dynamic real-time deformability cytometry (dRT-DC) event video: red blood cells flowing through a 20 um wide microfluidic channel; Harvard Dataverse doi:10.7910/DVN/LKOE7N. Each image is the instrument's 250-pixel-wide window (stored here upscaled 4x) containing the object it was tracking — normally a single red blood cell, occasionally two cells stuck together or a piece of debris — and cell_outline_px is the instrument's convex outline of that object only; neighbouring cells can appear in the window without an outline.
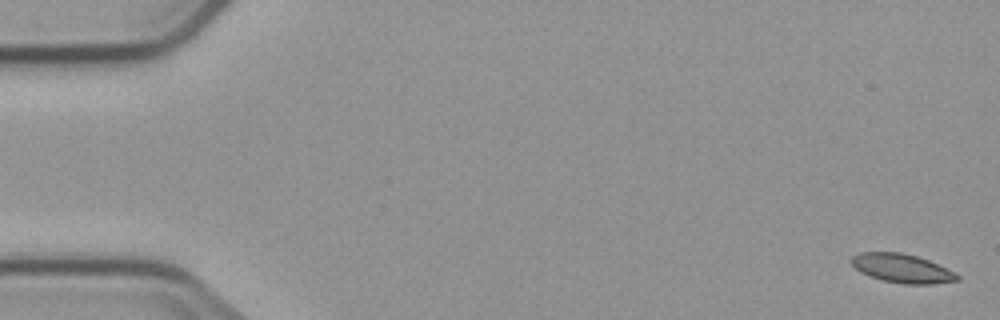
{"species": "common noctule bat (a hibernating species)", "species_latin": "Nyctalus noctula", "temperature_condition": "cold", "stored_images_in_passage": 7, "camera_frame_rate_fps": 3000, "um_per_image_px": 0.085, "animal": {"sex": "male", "body_mass_g": 23.1, "forearm_length_mm": 52.7}, "frame": {"image": 1, "passage_image": 1, "time_ms": 0.0, "image_size_px": [1000, 320], "cell_outline_px": [[960, 280], [932, 284], [904, 284], [884, 280], [860, 272], [848, 260], [852, 256], [860, 252], [900, 252], [916, 256], [928, 260], [960, 276]], "centroid_in_image_um": [76.63, 22.8], "position_along_channel_um": 8.4, "area_um2": 17.51}}
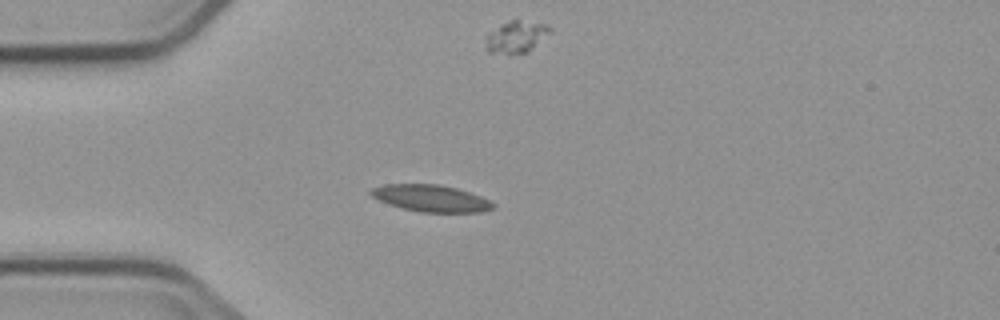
{"frame": {"image": 2, "passage_image": 5, "time_ms": 4.667, "image_size_px": [1000, 320], "cell_outline_px": [[496, 204], [492, 208], [480, 212], [420, 212], [388, 204], [372, 196], [368, 192], [372, 188], [384, 184], [440, 184], [456, 188], [480, 196]], "centroid_in_image_um": [36.61, 16.84], "position_along_channel_um": 48.4, "area_um2": 18.9}}
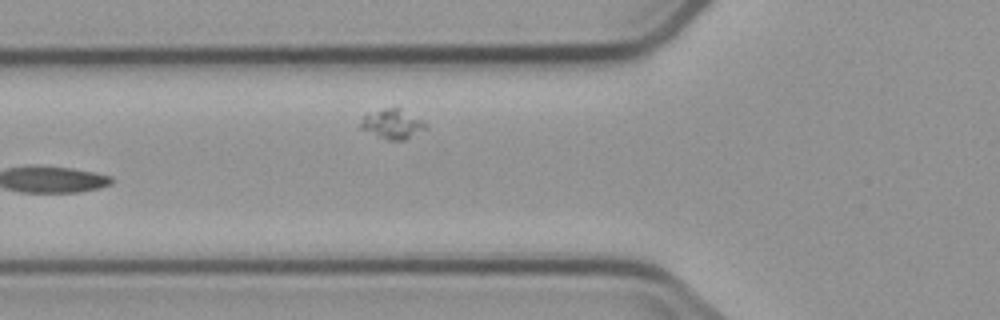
{"frame": {"image": 3, "passage_image": 7, "time_ms": 7.0, "image_size_px": [1000, 320], "cell_outline_px": [[428, 128], [404, 140], [388, 140], [376, 136], [360, 128], [360, 120], [368, 112], [384, 108], [400, 108], [428, 124]], "centroid_in_image_um": [33.34, 10.54], "position_along_channel_um": 92.5, "area_um2": 11.27}}